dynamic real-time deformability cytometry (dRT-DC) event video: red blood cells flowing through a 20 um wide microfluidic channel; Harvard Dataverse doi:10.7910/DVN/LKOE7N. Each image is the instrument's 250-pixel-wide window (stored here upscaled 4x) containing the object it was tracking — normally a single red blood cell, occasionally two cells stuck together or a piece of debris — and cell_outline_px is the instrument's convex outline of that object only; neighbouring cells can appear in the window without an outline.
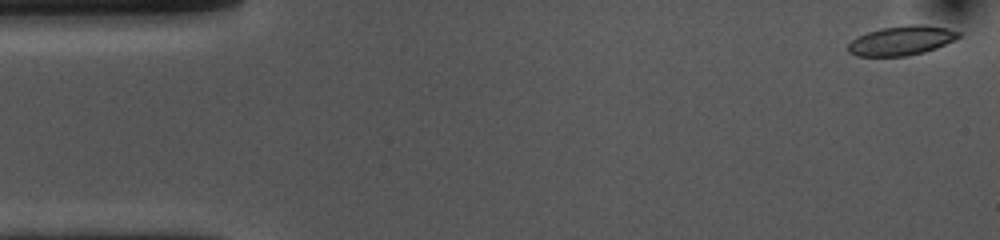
{"species": "common noctule bat (a hibernating species)", "species_latin": "Nyctalus noctula", "temperature_condition": "cold", "stored_images_in_passage": 53, "camera_frame_rate_fps": 3000, "um_per_image_px": 0.085, "animal": {"sex": "female", "body_mass_g": 10.0, "forearm_length_mm": 53.1}, "frame": {"image": 1, "passage_image": 1, "time_ms": 0.0, "image_size_px": [1000, 240], "cell_outline_px": [[960, 36], [936, 48], [924, 52], [908, 56], [856, 56], [848, 52], [848, 44], [852, 40], [868, 32], [884, 28], [908, 24], [924, 24], [948, 28], [960, 32]], "centroid_in_image_um": [76.63, 3.45], "position_along_channel_um": 8.4, "area_um2": 18.79}}
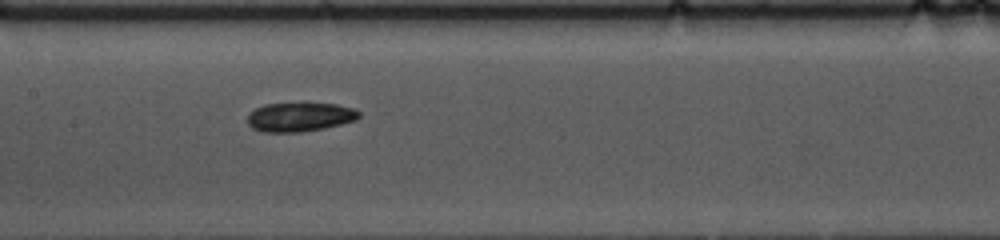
{"frame": {"image": 2, "passage_image": 24, "time_ms": 7.667, "image_size_px": [1000, 240], "cell_outline_px": [[360, 116], [356, 120], [324, 128], [300, 132], [260, 132], [252, 128], [248, 124], [248, 112], [264, 104], [336, 104], [356, 108], [360, 112]], "centroid_in_image_um": [25.47, 9.95], "position_along_channel_um": 181.9, "area_um2": 18.84}}
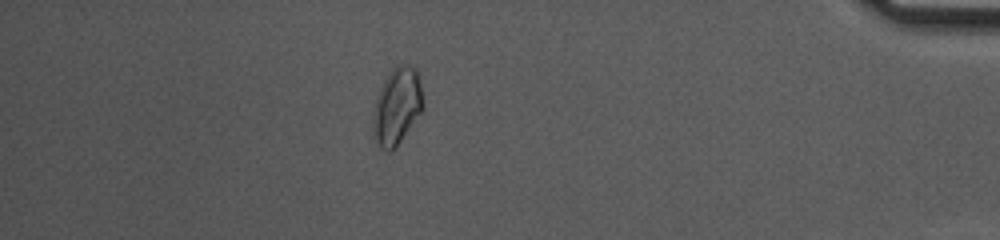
{"frame": {"image": 3, "passage_image": 46, "time_ms": 15.0, "image_size_px": [1000, 240], "cell_outline_px": [[424, 108], [396, 148], [388, 152], [380, 148], [372, 136], [372, 112], [376, 96], [384, 80], [392, 68], [396, 64], [412, 64], [416, 68], [420, 84], [424, 104]], "centroid_in_image_um": [33.72, 9.04], "position_along_channel_um": 401.5, "area_um2": 22.95}, "authors_computed_cell_mechanics": {"area_um2": 19.5364, "velocity_mm_per_s": 3.6741, "shape_relaxation_time_tau1_ms": 7.965, "shape_relaxation_time_tau2_ms": null, "deformation_change_tau1": 0.1219, "deformation_change_tau2": null}}